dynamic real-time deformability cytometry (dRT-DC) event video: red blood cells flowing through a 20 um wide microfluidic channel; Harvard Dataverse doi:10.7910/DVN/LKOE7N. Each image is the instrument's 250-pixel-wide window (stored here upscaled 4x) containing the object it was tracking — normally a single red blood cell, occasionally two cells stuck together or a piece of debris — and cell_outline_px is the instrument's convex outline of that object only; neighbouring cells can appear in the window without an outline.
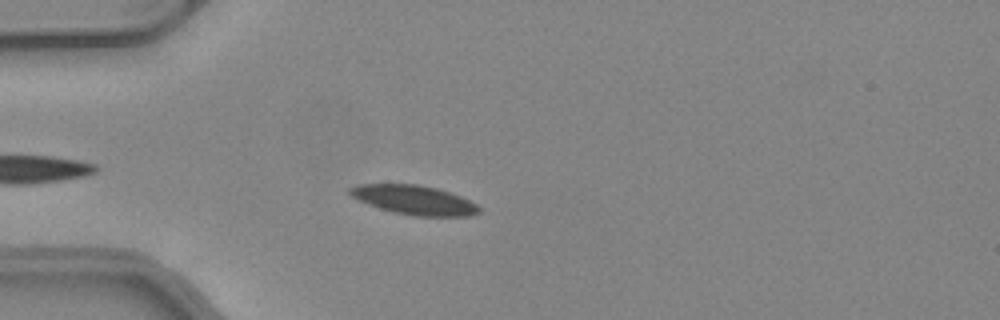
{"species": "common noctule bat (a hibernating species)", "species_latin": "Nyctalus noctula", "temperature_condition": "warm", "stored_images_in_passage": 34, "camera_frame_rate_fps": 3000, "um_per_image_px": 0.085, "animal": {"sex": "female", "body_mass_g": 24.6, "forearm_length_mm": 56.2}, "frame": {"image": 1, "passage_image": 5, "time_ms": 1.333, "image_size_px": [1000, 320], "cell_outline_px": [[480, 212], [468, 216], [412, 216], [380, 208], [368, 204], [352, 196], [348, 192], [348, 188], [356, 184], [416, 184], [436, 188], [460, 196], [476, 204], [480, 208]], "centroid_in_image_um": [35.19, 16.99], "position_along_channel_um": 49.8, "area_um2": 21.79}}
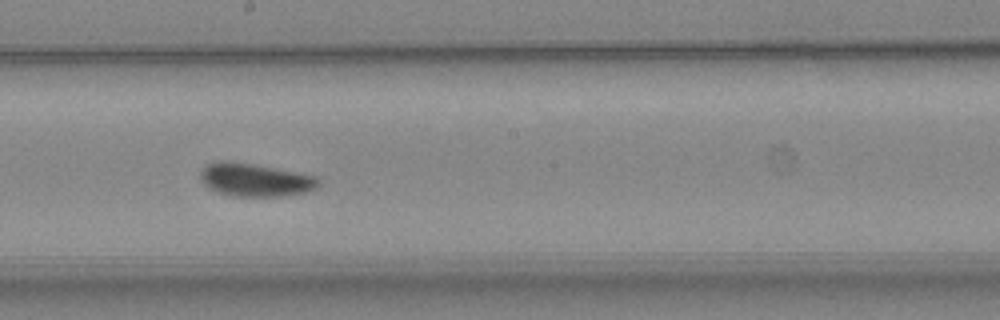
{"frame": {"image": 2, "passage_image": 19, "time_ms": 6.0, "image_size_px": [1000, 320], "cell_outline_px": [[320, 184], [316, 188], [304, 192], [280, 196], [232, 196], [208, 188], [200, 180], [200, 172], [208, 164], [220, 160], [228, 160], [252, 164], [296, 172], [316, 176], [320, 180]], "centroid_in_image_um": [21.67, 15.28], "position_along_channel_um": 226.5, "area_um2": 22.6}}
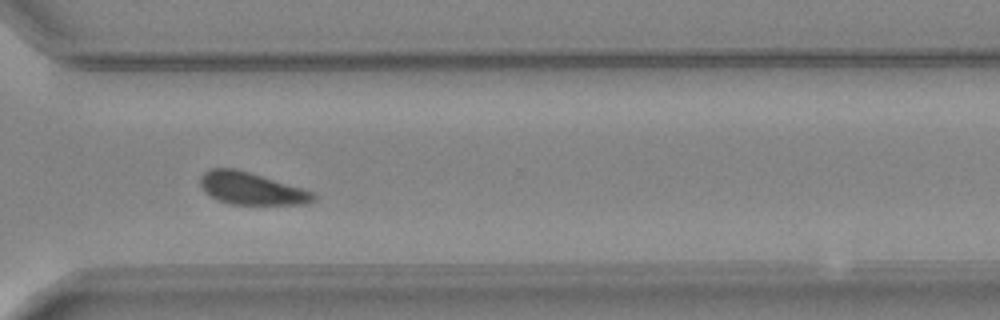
{"frame": {"image": 3, "passage_image": 28, "time_ms": 9.0, "image_size_px": [1000, 320], "cell_outline_px": [[316, 200], [304, 204], [228, 204], [204, 192], [200, 184], [200, 176], [208, 168], [236, 168], [316, 192]], "centroid_in_image_um": [21.37, 16.01], "position_along_channel_um": 349.2, "area_um2": 21.33}, "authors_computed_cell_mechanics": {"area_um2": 22.0796, "velocity_mm_per_s": 4.1044, "shape_relaxation_time_tau1_ms": 2.661, "shape_relaxation_time_tau2_ms": 1.6331, "deformation_change_tau1": 0.0803, "deformation_change_tau2": 0.0771}}